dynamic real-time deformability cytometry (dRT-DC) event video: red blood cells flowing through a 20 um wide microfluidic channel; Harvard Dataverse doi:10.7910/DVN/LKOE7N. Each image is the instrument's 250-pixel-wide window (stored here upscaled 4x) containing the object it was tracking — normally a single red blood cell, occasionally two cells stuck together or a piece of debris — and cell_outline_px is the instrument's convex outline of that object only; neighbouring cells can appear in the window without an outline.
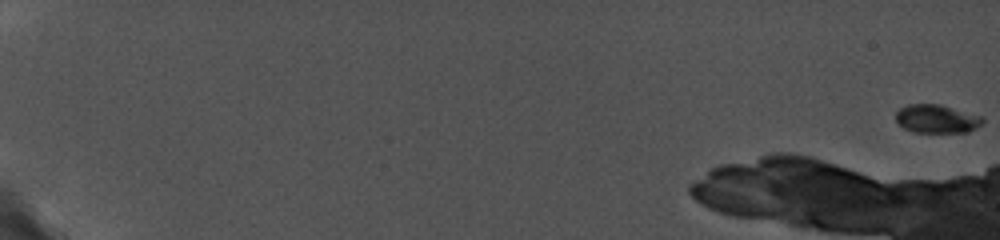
{"species": "common noctule bat (a hibernating species)", "species_latin": "Nyctalus noctula", "temperature_condition": "cold", "stored_images_in_passage": 50, "camera_frame_rate_fps": 5000, "um_per_image_px": 0.085, "animal": {"sex": "female", "body_mass_g": 19.0, "forearm_length_mm": 56.7}, "frame": {"image": 1, "passage_image": 1, "time_ms": 0.0, "image_size_px": [1000, 240], "cell_outline_px": [[984, 120], [976, 128], [968, 132], [916, 132], [904, 128], [896, 120], [896, 112], [900, 108], [908, 104], [940, 104], [980, 116]], "centroid_in_image_um": [79.6, 10.1], "position_along_channel_um": 5.4, "area_um2": 14.16}}